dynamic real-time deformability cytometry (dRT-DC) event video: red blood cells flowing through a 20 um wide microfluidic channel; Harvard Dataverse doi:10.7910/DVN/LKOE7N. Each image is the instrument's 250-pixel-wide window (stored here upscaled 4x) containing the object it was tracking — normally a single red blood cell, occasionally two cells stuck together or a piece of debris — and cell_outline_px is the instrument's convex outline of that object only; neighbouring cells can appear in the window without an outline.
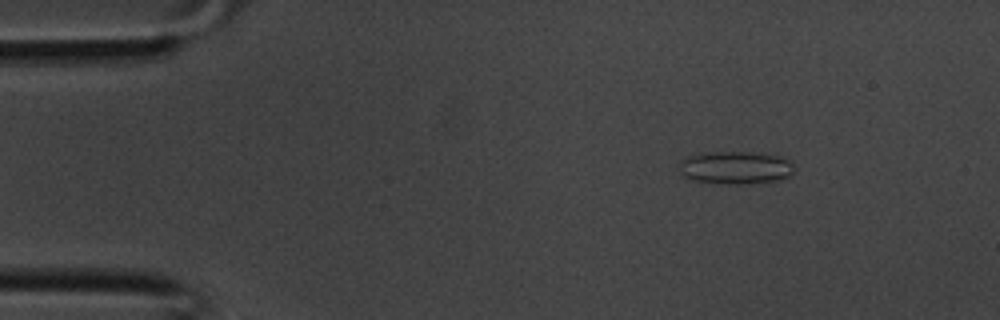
{"species": "common noctule bat (a hibernating species)", "species_latin": "Nyctalus noctula", "temperature_condition": "room temperature", "stored_images_in_passage": 33, "camera_frame_rate_fps": 3000, "um_per_image_px": 0.085, "animal": {"sex": "male", "body_mass_g": 20.1, "forearm_length_mm": 53.5}, "frame": {"image": 1, "passage_image": 1, "time_ms": 0.0, "image_size_px": [1000, 320], "cell_outline_px": [[796, 168], [788, 176], [780, 180], [744, 184], [724, 184], [688, 180], [680, 172], [680, 160], [688, 156], [712, 152], [748, 152], [776, 156], [792, 160]], "centroid_in_image_um": [62.52, 14.26], "position_along_channel_um": 22.5, "area_um2": 22.14}}
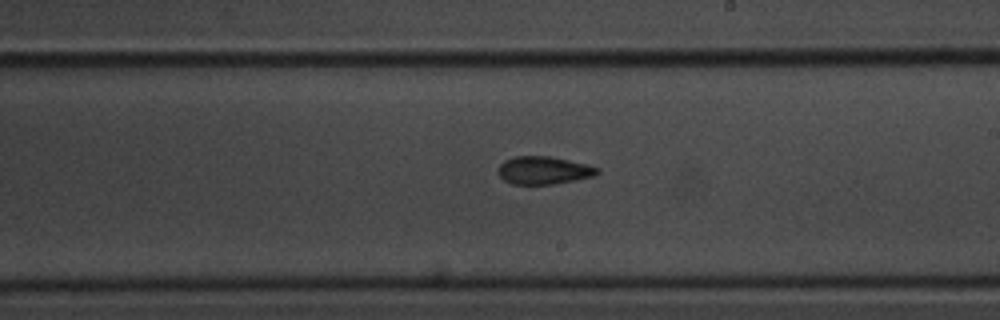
{"frame": {"image": 2, "passage_image": 17, "time_ms": 5.333, "image_size_px": [1000, 320], "cell_outline_px": [[600, 172], [592, 176], [552, 184], [512, 184], [504, 180], [496, 172], [500, 164], [504, 160], [516, 156], [552, 156], [600, 168]], "centroid_in_image_um": [46.16, 14.47], "position_along_channel_um": 242.8, "area_um2": 15.95}}
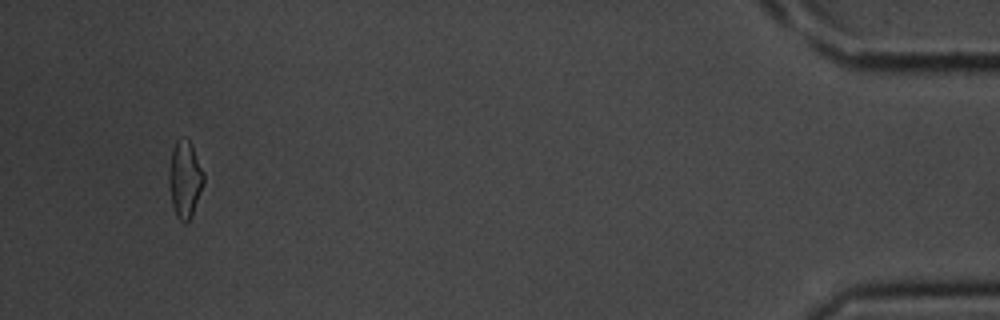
{"frame": {"image": 3, "passage_image": 31, "time_ms": 10.0, "image_size_px": [1000, 320], "cell_outline_px": [[204, 184], [192, 216], [184, 224], [176, 216], [172, 204], [168, 180], [168, 176], [172, 152], [176, 140], [188, 136], [192, 144], [204, 172]], "centroid_in_image_um": [15.73, 15.22], "position_along_channel_um": 419.5, "area_um2": 15.72}}